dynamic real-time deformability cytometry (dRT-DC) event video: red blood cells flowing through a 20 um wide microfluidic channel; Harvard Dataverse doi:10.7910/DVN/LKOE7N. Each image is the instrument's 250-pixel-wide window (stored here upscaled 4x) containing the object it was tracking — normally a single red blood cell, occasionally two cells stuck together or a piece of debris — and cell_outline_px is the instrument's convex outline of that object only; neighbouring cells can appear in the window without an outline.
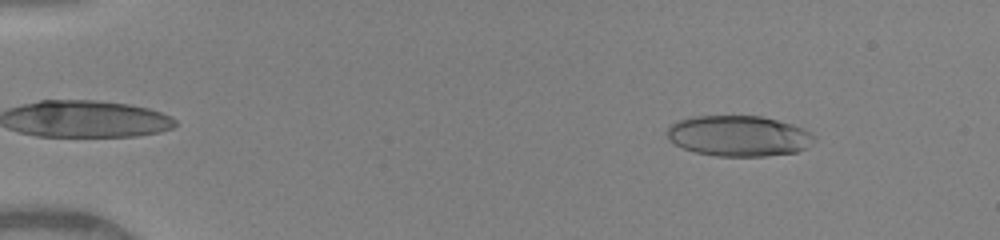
{"species": "human", "species_latin": "Homo sapiens", "temperature_condition": "warm", "stored_images_in_passage": 47, "camera_frame_rate_fps": 3000, "um_per_image_px": 0.085, "donor": {"sex": "female"}, "frame": {"image": 1, "passage_image": 4, "time_ms": 1.0, "image_size_px": [1000, 240], "cell_outline_px": [[816, 140], [804, 148], [796, 152], [764, 156], [716, 156], [696, 152], [684, 148], [676, 144], [664, 132], [676, 120], [696, 116], [764, 116], [792, 124], [804, 128]], "centroid_in_image_um": [62.78, 11.54], "position_along_channel_um": 22.2, "area_um2": 34.74}}
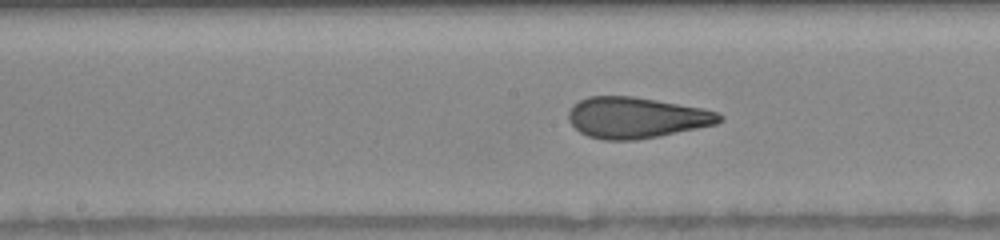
{"frame": {"image": 2, "passage_image": 24, "time_ms": 7.667, "image_size_px": [1000, 240], "cell_outline_px": [[724, 116], [716, 124], [660, 136], [636, 140], [604, 140], [588, 136], [580, 132], [568, 120], [568, 112], [572, 104], [588, 96], [632, 96], [704, 108], [716, 112]], "centroid_in_image_um": [54.06, 10.0], "position_along_channel_um": 194.1, "area_um2": 36.07}}
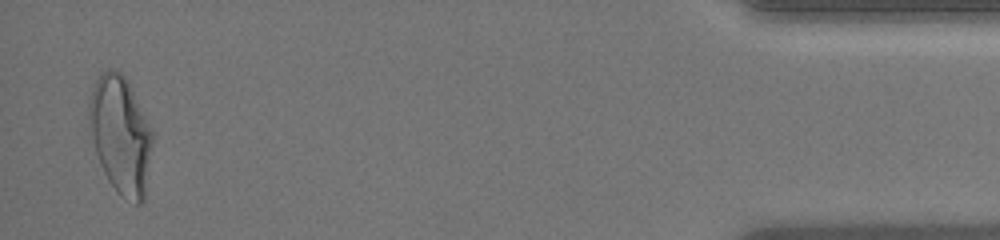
{"frame": {"image": 3, "passage_image": 46, "time_ms": 15.0, "image_size_px": [1000, 240], "cell_outline_px": [[152, 144], [144, 200], [140, 204], [136, 204], [120, 196], [116, 192], [108, 180], [100, 164], [96, 152], [92, 136], [88, 116], [88, 104], [92, 88], [96, 80], [108, 68], [116, 68], [128, 80], [152, 132]], "centroid_in_image_um": [10.24, 11.47], "position_along_channel_um": 425.0, "area_um2": 43.12}, "authors_computed_cell_mechanics": {"area_um2": 35.7782, "velocity_mm_per_s": 4.1205, "shape_relaxation_time_tau1_ms": 7.5203, "shape_relaxation_time_tau2_ms": 1.0072, "deformation_change_tau1": 0.2634, "deformation_change_tau2": 0.0924}}